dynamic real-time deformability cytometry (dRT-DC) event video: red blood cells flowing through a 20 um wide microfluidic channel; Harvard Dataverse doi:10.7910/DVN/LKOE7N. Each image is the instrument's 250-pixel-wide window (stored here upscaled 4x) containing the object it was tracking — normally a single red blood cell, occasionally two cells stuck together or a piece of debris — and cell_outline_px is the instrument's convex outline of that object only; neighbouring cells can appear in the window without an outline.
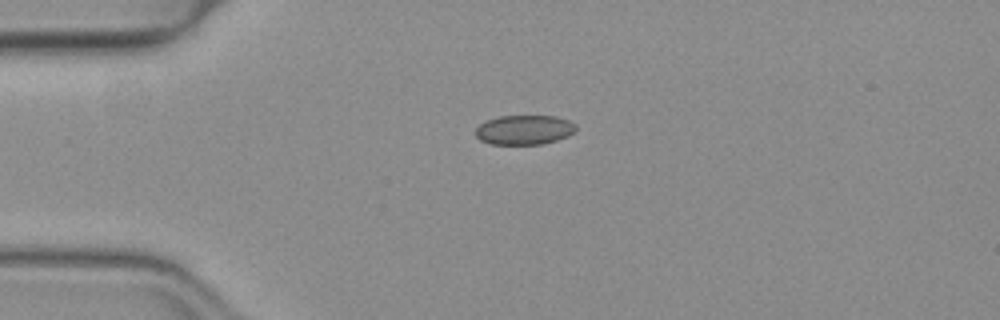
{"species": "common noctule bat (a hibernating species)", "species_latin": "Nyctalus noctula", "temperature_condition": "warm", "stored_images_in_passage": 8, "camera_frame_rate_fps": 3000, "um_per_image_px": 0.085, "animal": {"sex": "female", "body_mass_g": 19.3, "forearm_length_mm": 54.1}, "frame": {"image": 1, "passage_image": 1, "time_ms": 0.0, "image_size_px": [1000, 320], "cell_outline_px": [[576, 132], [568, 136], [544, 144], [492, 144], [480, 140], [476, 136], [476, 128], [480, 124], [488, 120], [500, 116], [556, 116], [568, 120], [576, 124]], "centroid_in_image_um": [44.6, 11.04], "position_along_channel_um": 40.4, "area_um2": 17.28}}
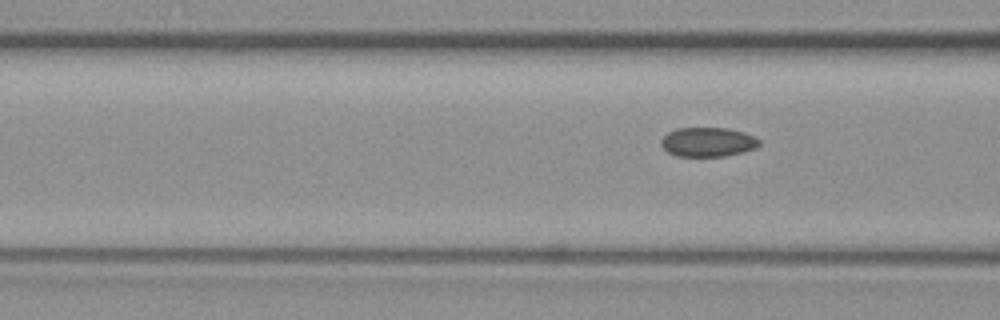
{"frame": {"image": 2, "passage_image": 8, "time_ms": 2.333, "image_size_px": [1000, 320], "cell_outline_px": [[760, 144], [756, 148], [744, 152], [724, 156], [676, 156], [668, 152], [660, 144], [660, 140], [668, 132], [676, 128], [728, 128], [744, 132], [760, 140]], "centroid_in_image_um": [60.16, 12.07], "position_along_channel_um": 106.4, "area_um2": 16.82}}